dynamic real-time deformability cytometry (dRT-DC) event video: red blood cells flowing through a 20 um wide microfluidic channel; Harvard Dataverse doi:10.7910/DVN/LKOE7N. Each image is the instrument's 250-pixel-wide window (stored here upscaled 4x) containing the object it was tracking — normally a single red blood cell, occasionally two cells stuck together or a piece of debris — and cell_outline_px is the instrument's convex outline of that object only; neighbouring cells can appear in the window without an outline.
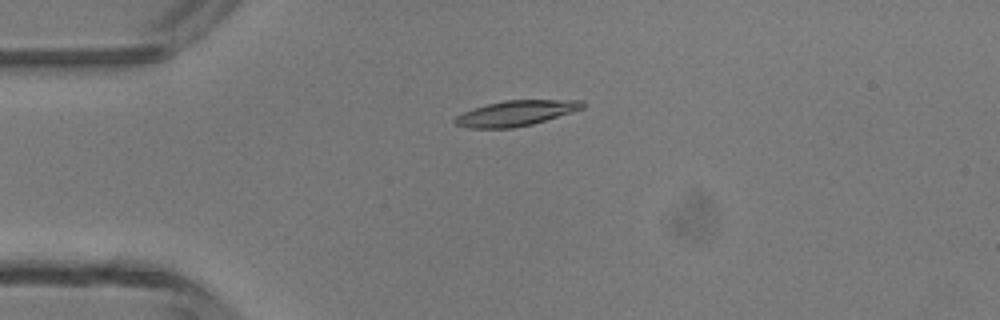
{"species": "common noctule bat (a hibernating species)", "species_latin": "Nyctalus noctula", "temperature_condition": "room temperature", "stored_images_in_passage": 6, "camera_frame_rate_fps": 3000, "um_per_image_px": 0.085, "animal": {"sex": "male", "body_mass_g": 13.3}, "frame": {"image": 1, "passage_image": 3, "time_ms": 2.333, "image_size_px": [1000, 320], "cell_outline_px": [[584, 108], [572, 112], [532, 124], [512, 128], [468, 128], [456, 124], [452, 120], [456, 116], [472, 108], [504, 100], [584, 100]], "centroid_in_image_um": [43.84, 9.62], "position_along_channel_um": 41.2, "area_um2": 18.79}}
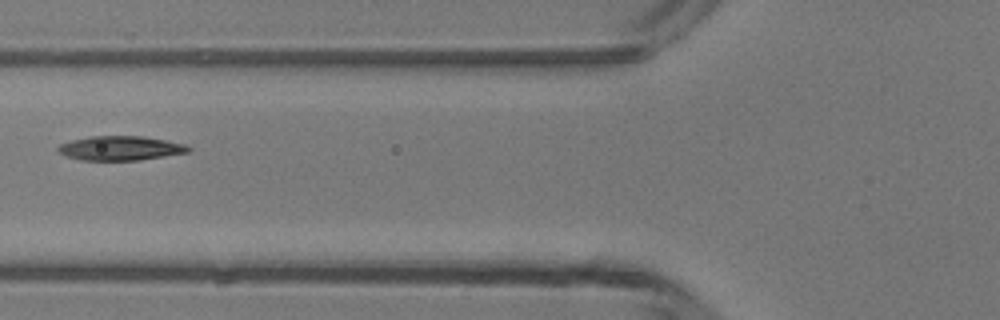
{"frame": {"image": 2, "passage_image": 5, "time_ms": 4.667, "image_size_px": [1000, 320], "cell_outline_px": [[192, 148], [188, 152], [140, 160], [80, 160], [68, 156], [60, 152], [56, 148], [60, 144], [72, 140], [92, 136], [144, 136], [188, 144]], "centroid_in_image_um": [10.28, 12.59], "position_along_channel_um": 115.5, "area_um2": 18.44}}
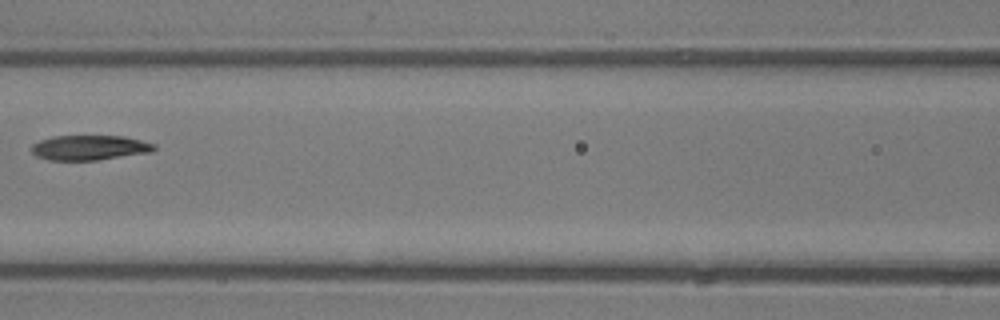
{"frame": {"image": 3, "passage_image": 6, "time_ms": 5.667, "image_size_px": [1000, 320], "cell_outline_px": [[156, 148], [152, 152], [96, 160], [48, 160], [36, 156], [32, 152], [32, 144], [40, 140], [52, 136], [124, 136], [156, 144]], "centroid_in_image_um": [7.61, 12.55], "position_along_channel_um": 159.0, "area_um2": 17.8}}